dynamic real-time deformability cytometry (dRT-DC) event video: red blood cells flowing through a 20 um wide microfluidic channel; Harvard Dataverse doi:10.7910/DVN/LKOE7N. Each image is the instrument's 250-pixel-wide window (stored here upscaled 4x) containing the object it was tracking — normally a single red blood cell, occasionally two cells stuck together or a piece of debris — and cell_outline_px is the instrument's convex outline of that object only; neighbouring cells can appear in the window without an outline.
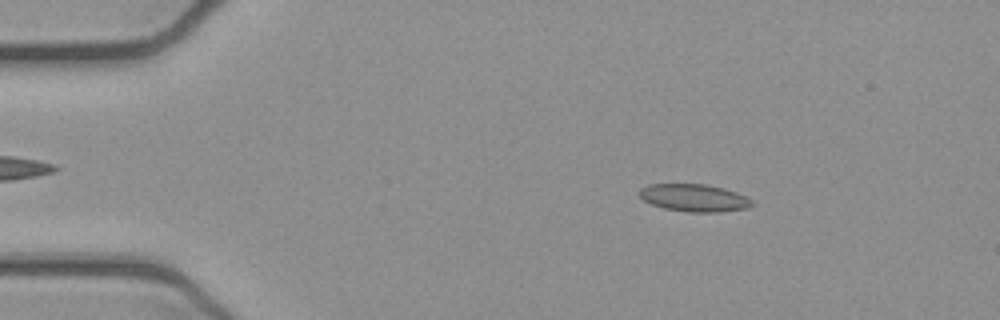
{"species": "common noctule bat (a hibernating species)", "species_latin": "Nyctalus noctula", "temperature_condition": "cold", "stored_images_in_passage": 52, "camera_frame_rate_fps": 3000, "um_per_image_px": 0.085, "animal": {"sex": "female", "body_mass_g": 21.9}, "frame": {"image": 1, "passage_image": 8, "time_ms": 2.333, "image_size_px": [1000, 320], "cell_outline_px": [[756, 204], [748, 208], [720, 212], [688, 212], [664, 208], [652, 204], [644, 200], [640, 196], [640, 188], [648, 184], [704, 184], [724, 188], [736, 192], [752, 200]], "centroid_in_image_um": [59.03, 16.82], "position_along_channel_um": 26.0, "area_um2": 18.03}}
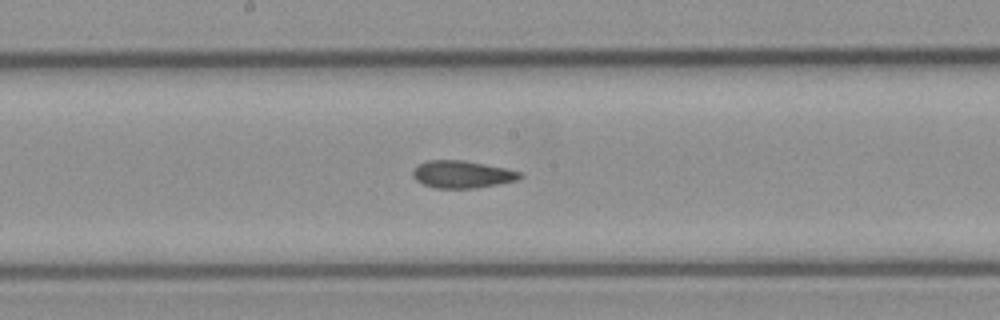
{"frame": {"image": 2, "passage_image": 27, "time_ms": 8.667, "image_size_px": [1000, 320], "cell_outline_px": [[524, 176], [516, 180], [476, 188], [436, 188], [424, 184], [416, 180], [412, 176], [412, 172], [420, 164], [428, 160], [464, 160], [504, 168], [520, 172]], "centroid_in_image_um": [39.27, 14.82], "position_along_channel_um": 208.9, "area_um2": 16.82}}
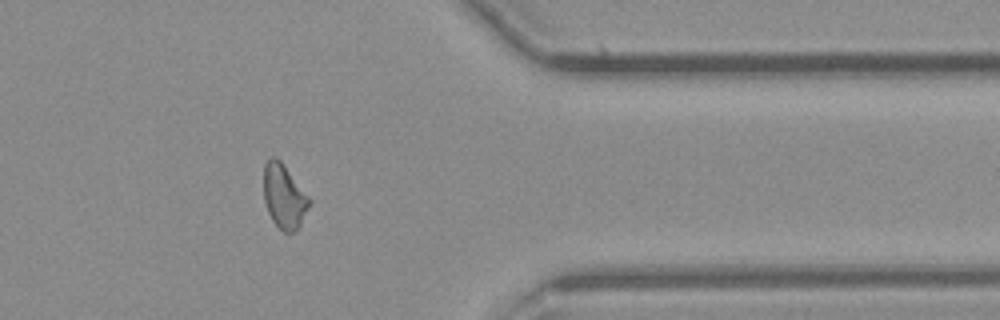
{"frame": {"image": 3, "passage_image": 42, "time_ms": 13.667, "image_size_px": [1000, 320], "cell_outline_px": [[312, 204], [300, 224], [292, 232], [284, 232], [272, 220], [268, 212], [264, 200], [264, 164], [272, 156], [276, 156], [280, 160], [312, 200]], "centroid_in_image_um": [24.16, 16.68], "position_along_channel_um": 387.2, "area_um2": 16.99}, "authors_computed_cell_mechanics": {"area_um2": 17.629, "velocity_mm_per_s": 3.9191, "shape_relaxation_time_tau1_ms": null, "shape_relaxation_time_tau2_ms": 4.7074, "deformation_change_tau1": null, "deformation_change_tau2": 0.0963}}